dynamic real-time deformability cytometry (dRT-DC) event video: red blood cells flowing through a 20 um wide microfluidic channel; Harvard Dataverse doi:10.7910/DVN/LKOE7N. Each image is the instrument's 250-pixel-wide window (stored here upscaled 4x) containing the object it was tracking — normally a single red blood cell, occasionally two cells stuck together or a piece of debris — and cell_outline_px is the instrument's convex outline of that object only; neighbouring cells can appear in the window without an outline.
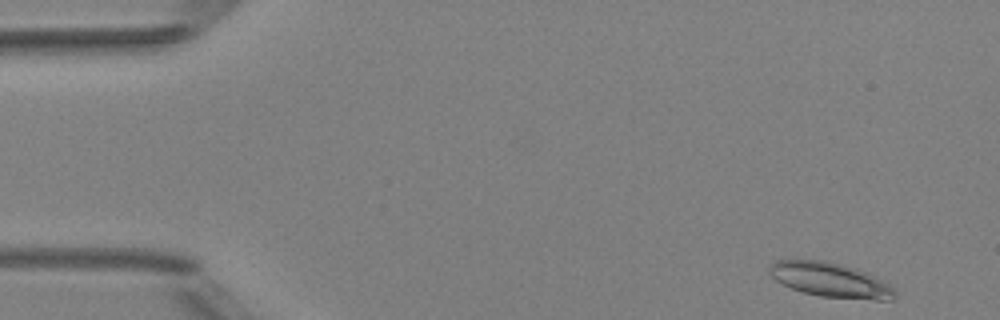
{"species": "Egyptian fruit bat (a non-hibernating species)", "species_latin": "Rousettus aegyptiacus", "temperature_condition": "room temperature", "stored_images_in_passage": 5, "camera_frame_rate_fps": 3000, "um_per_image_px": 0.085, "animal": {"sex": "female"}, "frame": {"image": 1, "passage_image": 1, "time_ms": 0.0, "image_size_px": [1000, 320], "cell_outline_px": [[896, 296], [892, 300], [872, 300], [820, 296], [804, 292], [792, 288], [776, 280], [768, 272], [768, 268], [776, 260], [824, 260], [856, 268], [884, 280], [892, 284], [896, 288]], "centroid_in_image_um": [70.66, 23.8], "position_along_channel_um": 14.3, "area_um2": 25.37}}